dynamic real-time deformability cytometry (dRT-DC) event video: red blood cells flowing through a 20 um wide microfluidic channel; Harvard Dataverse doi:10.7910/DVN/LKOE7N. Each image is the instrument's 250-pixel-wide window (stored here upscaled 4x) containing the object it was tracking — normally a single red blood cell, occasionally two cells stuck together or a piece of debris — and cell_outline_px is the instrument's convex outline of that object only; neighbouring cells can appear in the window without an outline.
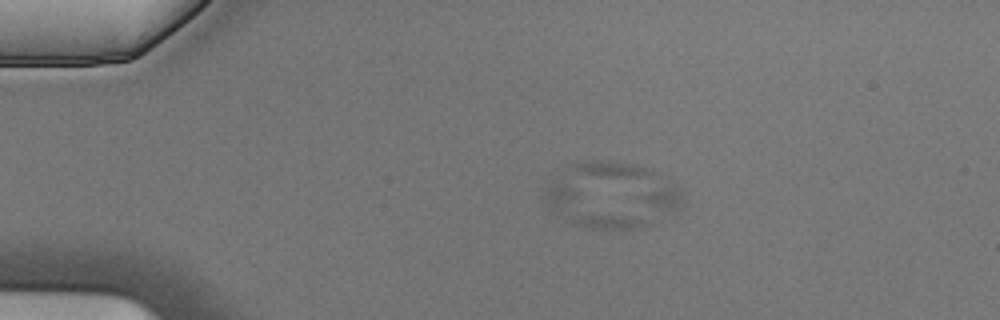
{"species": "Egyptian fruit bat (a non-hibernating species)", "species_latin": "Rousettus aegyptiacus", "temperature_condition": "cold", "stored_images_in_passage": 5, "segment_of_instrument_passage": [2, 2], "camera_frame_rate_fps": 3000, "um_per_image_px": 0.085, "animal": {"sex": "male"}, "frame": {"image": 1, "passage_image": 4, "time_ms": 1.0, "image_size_px": [1000, 320], "cell_outline_px": [[684, 204], [680, 208], [648, 224], [636, 228], [592, 228], [576, 224], [572, 220], [576, 216], [648, 192], [664, 188], [676, 188], [680, 192]], "centroid_in_image_um": [53.85, 17.9], "position_along_channel_um": 31.1, "area_um2": 18.61}}